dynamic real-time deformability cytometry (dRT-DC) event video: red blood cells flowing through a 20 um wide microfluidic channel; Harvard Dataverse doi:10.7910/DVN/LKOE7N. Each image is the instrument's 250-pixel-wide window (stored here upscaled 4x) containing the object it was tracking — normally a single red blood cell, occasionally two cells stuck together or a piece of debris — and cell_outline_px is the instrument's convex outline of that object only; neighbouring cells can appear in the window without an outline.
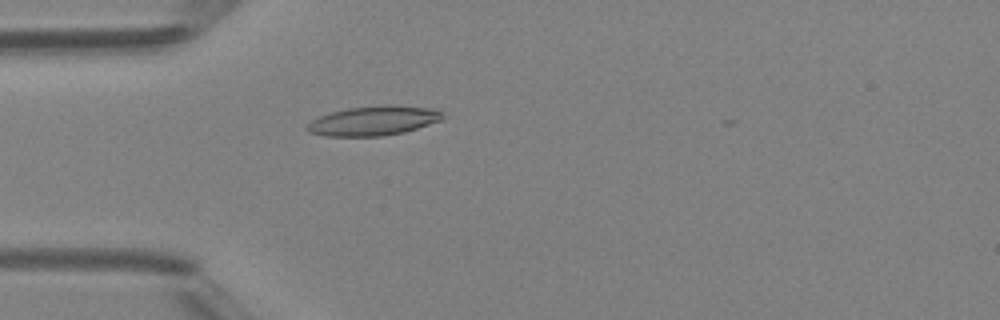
{"species": "Egyptian fruit bat (a non-hibernating species)", "species_latin": "Rousettus aegyptiacus", "temperature_condition": "room temperature", "stored_images_in_passage": 48, "camera_frame_rate_fps": 3000, "um_per_image_px": 0.085, "animal": {"sex": "female"}, "frame": {"image": 1, "passage_image": 14, "time_ms": 4.333, "image_size_px": [1000, 320], "cell_outline_px": [[444, 116], [440, 120], [404, 132], [384, 136], [324, 136], [308, 132], [304, 128], [312, 120], [320, 116], [332, 112], [348, 108], [384, 104], [388, 104], [440, 108], [444, 112]], "centroid_in_image_um": [31.78, 10.25], "position_along_channel_um": 53.2, "area_um2": 23.58}}
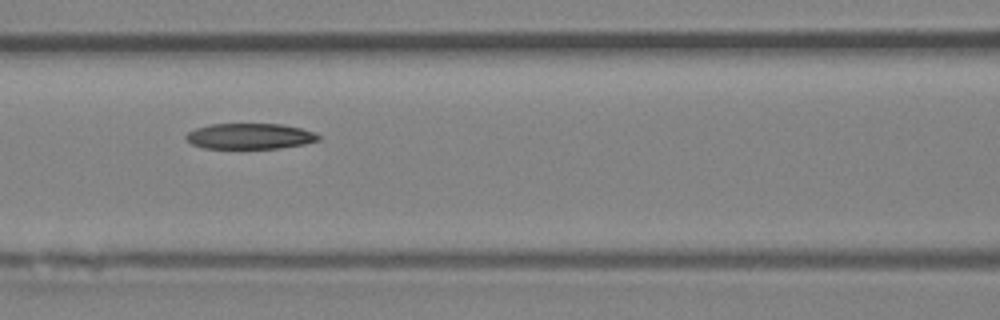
{"frame": {"image": 2, "passage_image": 21, "time_ms": 6.667, "image_size_px": [1000, 320], "cell_outline_px": [[320, 140], [304, 144], [280, 148], [204, 148], [192, 144], [184, 136], [188, 132], [196, 128], [212, 124], [280, 124], [300, 128], [312, 132], [320, 136]], "centroid_in_image_um": [21.23, 11.58], "position_along_channel_um": 145.4, "area_um2": 19.65}}
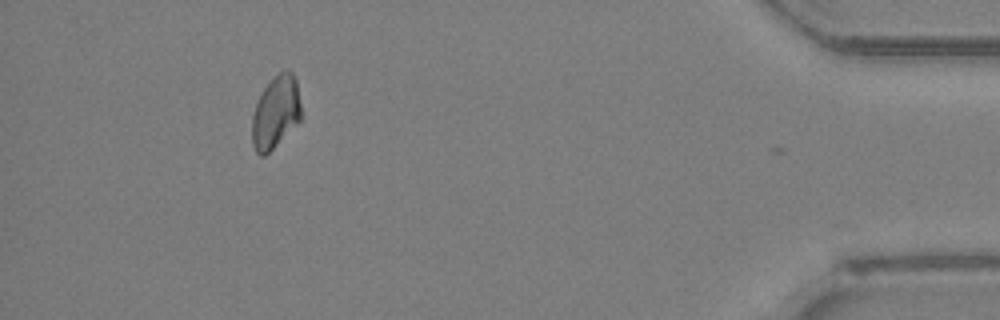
{"frame": {"image": 3, "passage_image": 44, "time_ms": 14.333, "image_size_px": [1000, 320], "cell_outline_px": [[300, 120], [264, 156], [260, 156], [256, 152], [252, 144], [252, 112], [264, 88], [280, 72], [288, 68], [292, 72], [296, 80], [300, 104]], "centroid_in_image_um": [23.41, 9.54], "position_along_channel_um": 411.8, "area_um2": 20.29}}